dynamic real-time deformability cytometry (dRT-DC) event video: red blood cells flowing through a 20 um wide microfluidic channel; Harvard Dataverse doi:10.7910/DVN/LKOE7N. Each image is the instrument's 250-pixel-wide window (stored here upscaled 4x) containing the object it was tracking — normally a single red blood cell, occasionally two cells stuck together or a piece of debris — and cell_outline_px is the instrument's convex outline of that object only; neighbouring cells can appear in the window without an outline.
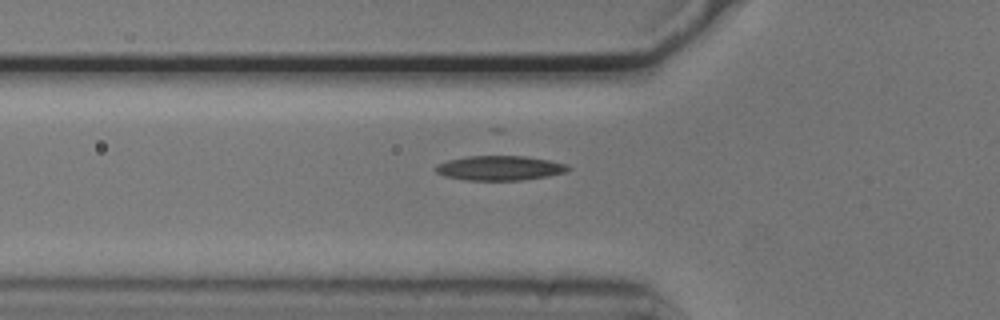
{"species": "common noctule bat (a hibernating species)", "species_latin": "Nyctalus noctula", "temperature_condition": "cold", "stored_images_in_passage": 37, "camera_frame_rate_fps": 3000, "um_per_image_px": 0.085, "animal": {"sex": "male", "body_mass_g": 20.5, "forearm_length_mm": 52.5}, "frame": {"image": 1, "passage_image": 2, "time_ms": 0.333, "image_size_px": [1000, 320], "cell_outline_px": [[572, 168], [568, 172], [548, 176], [520, 180], [464, 180], [444, 176], [436, 172], [436, 164], [448, 160], [468, 156], [524, 156], [548, 160], [568, 164]], "centroid_in_image_um": [42.5, 14.28], "position_along_channel_um": 83.3, "area_um2": 19.07}}
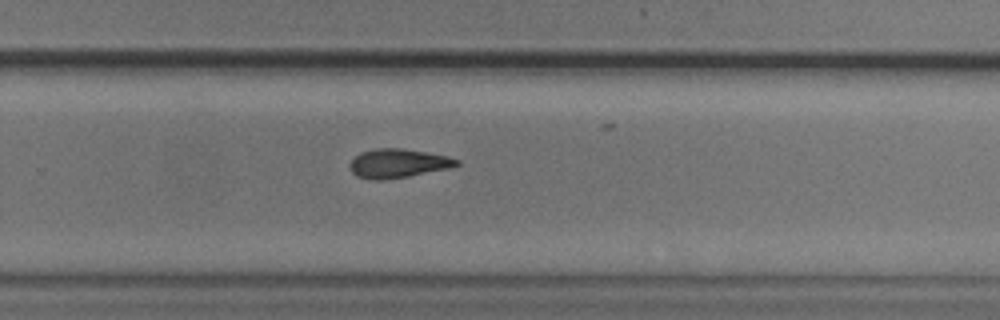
{"frame": {"image": 2, "passage_image": 19, "time_ms": 6.0, "image_size_px": [1000, 320], "cell_outline_px": [[460, 164], [452, 168], [408, 176], [380, 180], [368, 180], [356, 176], [352, 172], [352, 160], [360, 152], [376, 148], [400, 148], [448, 156], [460, 160]], "centroid_in_image_um": [33.86, 13.89], "position_along_channel_um": 295.9, "area_um2": 17.92}}
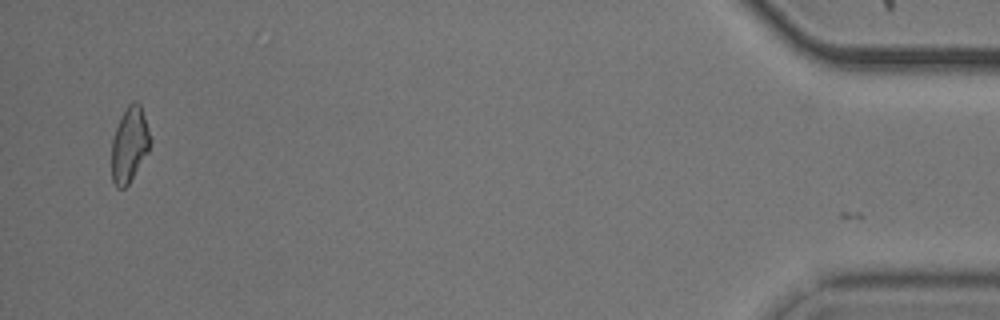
{"frame": {"image": 3, "passage_image": 36, "time_ms": 11.667, "image_size_px": [1000, 320], "cell_outline_px": [[152, 144], [148, 152], [128, 184], [124, 188], [116, 188], [112, 180], [112, 140], [120, 116], [128, 104], [132, 100], [136, 100], [140, 104], [152, 140]], "centroid_in_image_um": [11.01, 12.27], "position_along_channel_um": 424.2, "area_um2": 16.99}, "authors_computed_cell_mechanics": {"area_um2": 17.9758, "velocity_mm_per_s": 3.7416, "shape_relaxation_time_tau1_ms": 5.0524, "shape_relaxation_time_tau2_ms": 6.16, "deformation_change_tau1": 0.1493, "deformation_change_tau2": 0.1486}}